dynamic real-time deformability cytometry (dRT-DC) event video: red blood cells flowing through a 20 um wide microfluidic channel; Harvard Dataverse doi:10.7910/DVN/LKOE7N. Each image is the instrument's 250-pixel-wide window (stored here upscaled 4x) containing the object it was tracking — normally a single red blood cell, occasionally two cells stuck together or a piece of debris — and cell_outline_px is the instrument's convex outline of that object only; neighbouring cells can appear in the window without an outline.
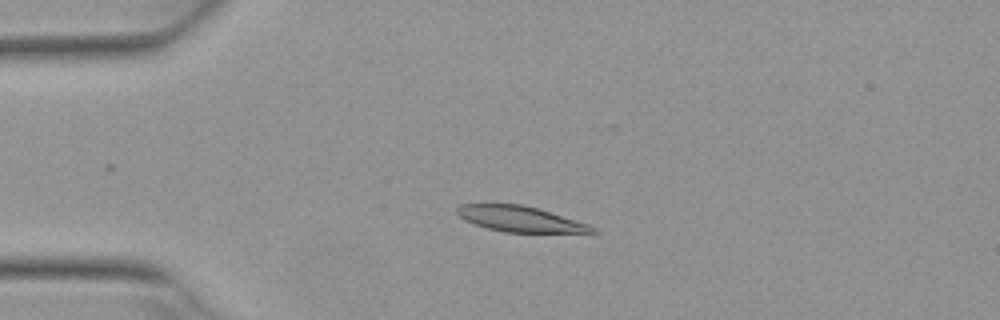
{"species": "Egyptian fruit bat (a non-hibernating species)", "species_latin": "Rousettus aegyptiacus", "temperature_condition": "warm", "stored_images_in_passage": 5, "camera_frame_rate_fps": 3000, "um_per_image_px": 0.085, "animal": {"sex": "female"}, "frame": {"image": 1, "passage_image": 4, "time_ms": 1.0, "image_size_px": [1000, 320], "cell_outline_px": [[600, 232], [504, 232], [488, 228], [464, 220], [456, 212], [456, 208], [460, 204], [520, 204], [536, 208], [588, 224], [596, 228]], "centroid_in_image_um": [44.18, 18.61], "position_along_channel_um": 40.8, "area_um2": 19.77}}